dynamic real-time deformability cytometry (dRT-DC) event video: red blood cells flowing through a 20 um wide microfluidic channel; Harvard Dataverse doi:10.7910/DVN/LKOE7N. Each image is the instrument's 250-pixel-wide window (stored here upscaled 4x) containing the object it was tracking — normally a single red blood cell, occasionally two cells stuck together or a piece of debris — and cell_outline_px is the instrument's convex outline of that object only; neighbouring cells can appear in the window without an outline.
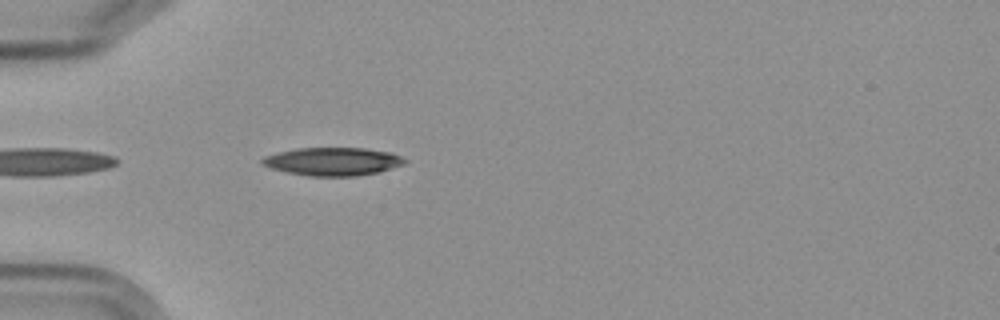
{"species": "Egyptian fruit bat (a non-hibernating species)", "species_latin": "Rousettus aegyptiacus", "temperature_condition": "cold", "stored_images_in_passage": 1, "camera_frame_rate_fps": 3000, "um_per_image_px": 0.085, "frame": {"image": 1, "passage_image": 1, "time_ms": 0.0, "image_size_px": [1000, 320], "cell_outline_px": [[408, 160], [404, 164], [380, 172], [356, 176], [308, 176], [288, 172], [272, 168], [264, 164], [260, 160], [264, 156], [296, 148], [364, 148], [392, 152]], "centroid_in_image_um": [28.34, 13.72], "position_along_channel_um": 56.7, "area_um2": 23.29}}